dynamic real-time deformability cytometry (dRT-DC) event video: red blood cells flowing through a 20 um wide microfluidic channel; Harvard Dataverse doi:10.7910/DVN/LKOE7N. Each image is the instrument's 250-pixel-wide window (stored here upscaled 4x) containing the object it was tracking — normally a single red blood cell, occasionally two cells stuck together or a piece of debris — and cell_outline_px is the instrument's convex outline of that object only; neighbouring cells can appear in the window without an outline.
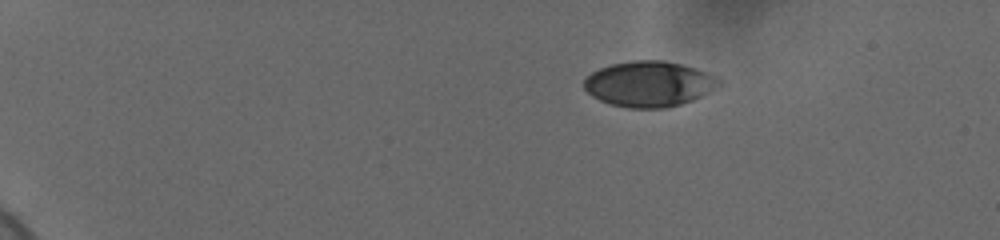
{"species": "human", "species_latin": "Homo sapiens", "temperature_condition": "cold", "stored_images_in_passage": 48, "camera_frame_rate_fps": 3000, "um_per_image_px": 0.085, "donor": {"sex": "female"}, "frame": {"image": 1, "passage_image": 1, "time_ms": 0.0, "image_size_px": [1000, 240], "cell_outline_px": [[720, 84], [716, 88], [692, 100], [680, 104], [664, 108], [628, 108], [612, 104], [600, 100], [592, 96], [584, 88], [584, 80], [592, 72], [600, 68], [612, 64], [636, 60], [664, 60], [696, 68], [708, 72], [716, 76], [720, 80]], "centroid_in_image_um": [55.18, 7.13], "position_along_channel_um": 29.8, "area_um2": 35.6}}
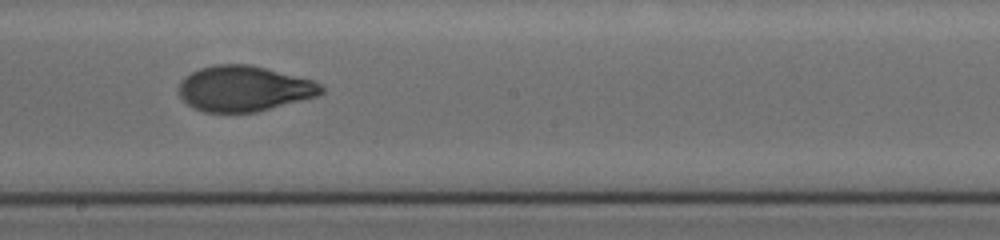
{"frame": {"image": 2, "passage_image": 26, "time_ms": 8.333, "image_size_px": [1000, 240], "cell_outline_px": [[324, 92], [316, 96], [256, 112], [204, 112], [192, 108], [180, 96], [180, 80], [184, 76], [200, 68], [216, 64], [248, 64], [312, 80], [320, 84], [324, 88]], "centroid_in_image_um": [20.71, 7.53], "position_along_channel_um": 227.5, "area_um2": 37.45}}
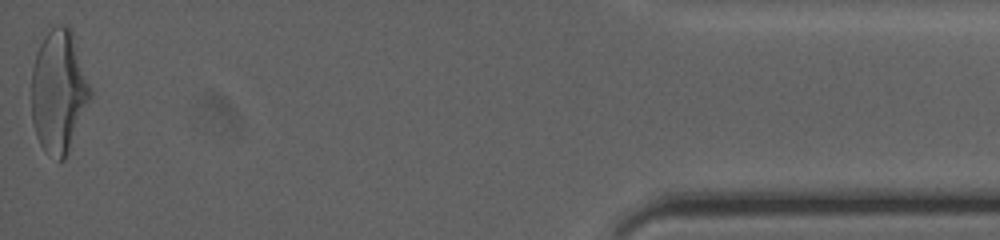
{"frame": {"image": 3, "passage_image": 48, "time_ms": 15.667, "image_size_px": [1000, 240], "cell_outline_px": [[92, 96], [68, 152], [64, 160], [60, 160], [44, 152], [36, 136], [32, 120], [32, 68], [36, 52], [44, 36], [56, 24], [68, 24], [72, 28], [92, 88]], "centroid_in_image_um": [5.01, 7.73], "position_along_channel_um": 430.2, "area_um2": 42.6}, "authors_computed_cell_mechanics": {"area_um2": 38.0324, "velocity_mm_per_s": 3.6962, "shape_relaxation_time_tau1_ms": 4.4912, "shape_relaxation_time_tau2_ms": 1.2608, "deformation_change_tau1": 0.1762, "deformation_change_tau2": 0.0633}}